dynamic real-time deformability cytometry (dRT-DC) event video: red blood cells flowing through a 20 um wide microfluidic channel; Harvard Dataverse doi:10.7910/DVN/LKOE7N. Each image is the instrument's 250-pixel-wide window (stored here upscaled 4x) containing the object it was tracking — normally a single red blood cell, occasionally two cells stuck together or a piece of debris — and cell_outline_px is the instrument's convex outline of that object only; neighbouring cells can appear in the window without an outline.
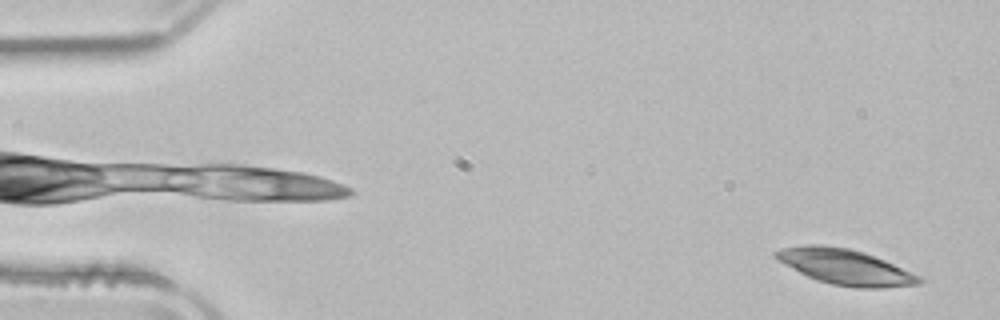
{"species": "common noctule bat (a hibernating species)", "species_latin": "Nyctalus noctula", "temperature_condition": "room temperature", "stored_images_in_passage": 2, "camera_frame_rate_fps": 3000, "um_per_image_px": 0.085, "animal": {"sex": "male", "body_mass_g": 21.5, "forearm_length_mm": 52.0}, "frame": {"image": 1, "passage_image": 2, "time_ms": 0.333, "image_size_px": [1000, 320], "cell_outline_px": [[924, 280], [920, 284], [884, 288], [856, 288], [832, 284], [816, 280], [776, 260], [772, 256], [772, 252], [780, 248], [804, 244], [824, 244], [848, 248], [864, 252], [884, 260], [920, 276]], "centroid_in_image_um": [71.8, 22.67], "position_along_channel_um": 13.2, "area_um2": 29.82}}